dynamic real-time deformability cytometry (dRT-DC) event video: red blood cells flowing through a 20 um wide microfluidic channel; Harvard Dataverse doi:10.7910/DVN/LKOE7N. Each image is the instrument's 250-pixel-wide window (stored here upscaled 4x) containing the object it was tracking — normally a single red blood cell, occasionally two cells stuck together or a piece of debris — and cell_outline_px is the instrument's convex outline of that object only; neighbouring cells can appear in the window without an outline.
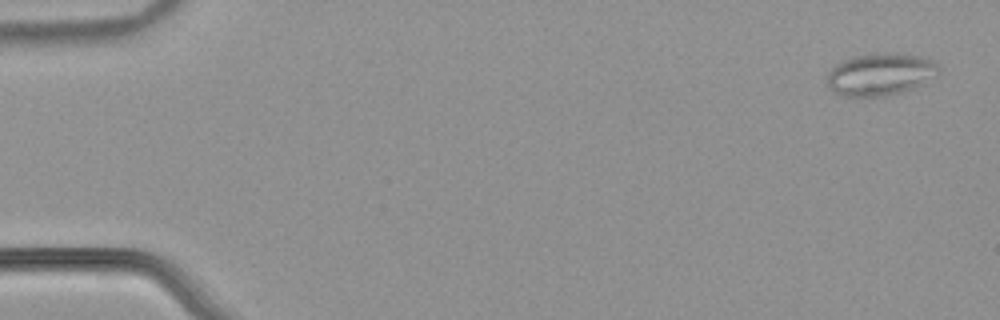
{"species": "common noctule bat (a hibernating species)", "species_latin": "Nyctalus noctula", "temperature_condition": "warm", "stored_images_in_passage": 52, "camera_frame_rate_fps": 3000, "um_per_image_px": 0.085, "animal": {"sex": "male", "body_mass_g": 21.5, "forearm_length_mm": 52.0}, "frame": {"image": 1, "passage_image": 1, "time_ms": 0.0, "image_size_px": [1000, 320], "cell_outline_px": [[940, 76], [916, 88], [884, 96], [844, 96], [836, 92], [828, 84], [828, 72], [836, 64], [852, 56], [868, 52], [900, 52], [920, 56], [932, 60], [940, 68]], "centroid_in_image_um": [74.91, 6.28], "position_along_channel_um": 10.1, "area_um2": 28.09}}
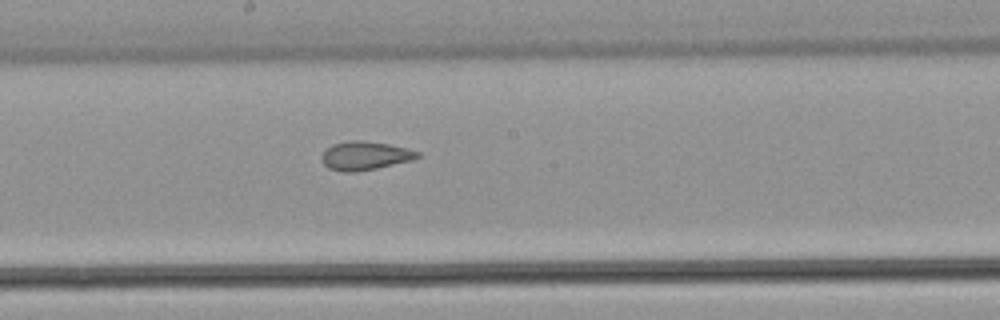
{"frame": {"image": 2, "passage_image": 28, "time_ms": 9.0, "image_size_px": [1000, 320], "cell_outline_px": [[420, 156], [412, 160], [376, 168], [356, 172], [344, 172], [328, 168], [320, 160], [320, 156], [332, 144], [348, 140], [364, 140], [388, 144], [408, 148], [420, 152]], "centroid_in_image_um": [31.01, 13.23], "position_along_channel_um": 217.2, "area_um2": 16.07}}
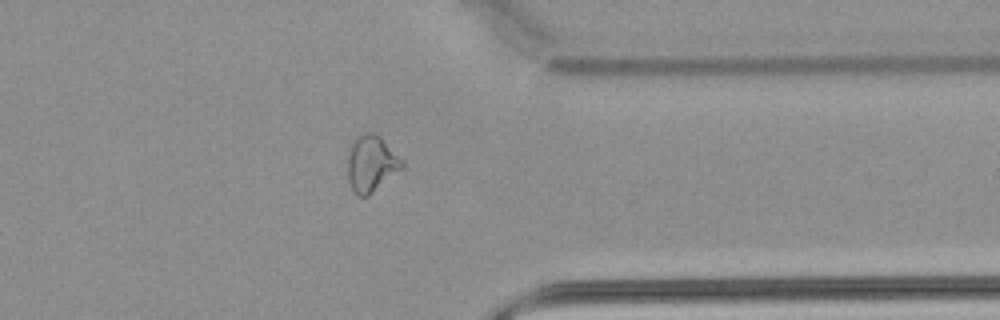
{"frame": {"image": 3, "passage_image": 41, "time_ms": 13.333, "image_size_px": [1000, 320], "cell_outline_px": [[404, 168], [368, 196], [356, 196], [352, 192], [348, 180], [348, 156], [352, 140], [356, 136], [364, 132], [372, 132], [380, 136], [404, 160]], "centroid_in_image_um": [31.57, 13.91], "position_along_channel_um": 379.8, "area_um2": 18.26}, "authors_computed_cell_mechanics": {"area_um2": 19.3052, "velocity_mm_per_s": 3.8982, "shape_relaxation_time_tau1_ms": null, "shape_relaxation_time_tau2_ms": 2.5061, "deformation_change_tau1": null, "deformation_change_tau2": 0.103}}